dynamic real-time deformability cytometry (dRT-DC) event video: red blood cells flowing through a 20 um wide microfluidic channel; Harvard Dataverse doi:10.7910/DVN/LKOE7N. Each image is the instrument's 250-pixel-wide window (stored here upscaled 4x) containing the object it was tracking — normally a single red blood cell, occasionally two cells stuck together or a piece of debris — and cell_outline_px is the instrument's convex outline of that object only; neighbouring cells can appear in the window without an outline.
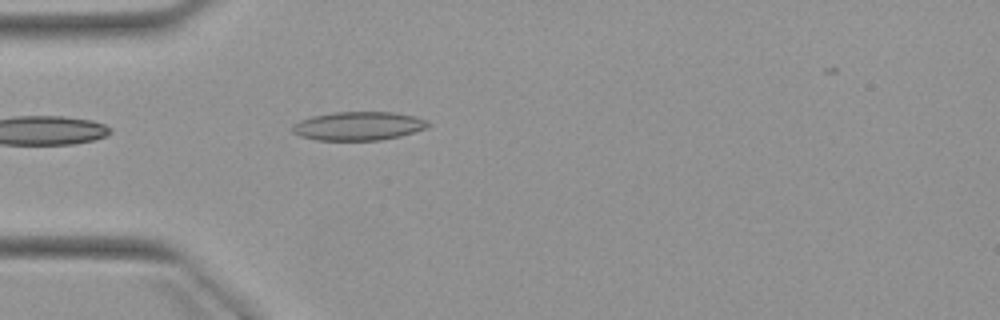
{"species": "Egyptian fruit bat (a non-hibernating species)", "species_latin": "Rousettus aegyptiacus", "temperature_condition": "warm", "stored_images_in_passage": 4, "camera_frame_rate_fps": 3000, "um_per_image_px": 0.085, "animal": {"sex": "female"}, "frame": {"image": 1, "passage_image": 4, "time_ms": 4.333, "image_size_px": [1000, 320], "cell_outline_px": [[432, 124], [428, 128], [400, 136], [380, 140], [316, 140], [300, 136], [292, 132], [292, 124], [300, 120], [312, 116], [332, 112], [392, 112], [416, 116], [428, 120]], "centroid_in_image_um": [30.49, 10.7], "position_along_channel_um": 54.5, "area_um2": 22.89}}